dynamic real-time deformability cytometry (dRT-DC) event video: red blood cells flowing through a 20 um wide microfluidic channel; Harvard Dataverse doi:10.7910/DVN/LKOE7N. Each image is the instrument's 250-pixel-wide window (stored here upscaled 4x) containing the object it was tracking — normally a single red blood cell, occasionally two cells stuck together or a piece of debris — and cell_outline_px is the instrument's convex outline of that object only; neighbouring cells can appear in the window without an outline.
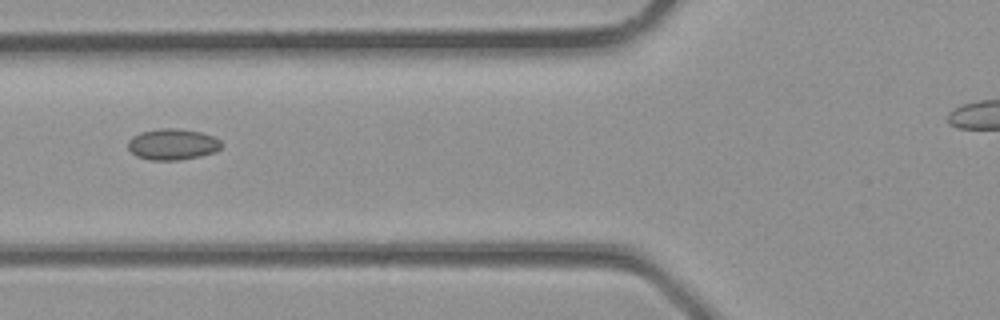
{"species": "common noctule bat (a hibernating species)", "species_latin": "Nyctalus noctula", "temperature_condition": "room temperature", "stored_images_in_passage": 3, "camera_frame_rate_fps": 3000, "um_per_image_px": 0.085, "animal": {"sex": "male", "body_mass_g": 23.1, "forearm_length_mm": 52.7}, "frame": {"image": 1, "passage_image": 3, "time_ms": 0.667, "image_size_px": [1000, 320], "cell_outline_px": [[224, 144], [216, 152], [200, 156], [180, 160], [148, 160], [136, 156], [128, 148], [128, 140], [132, 136], [140, 132], [160, 128], [176, 128], [200, 132], [212, 136], [220, 140]], "centroid_in_image_um": [14.67, 12.27], "position_along_channel_um": 111.1, "area_um2": 17.11}}